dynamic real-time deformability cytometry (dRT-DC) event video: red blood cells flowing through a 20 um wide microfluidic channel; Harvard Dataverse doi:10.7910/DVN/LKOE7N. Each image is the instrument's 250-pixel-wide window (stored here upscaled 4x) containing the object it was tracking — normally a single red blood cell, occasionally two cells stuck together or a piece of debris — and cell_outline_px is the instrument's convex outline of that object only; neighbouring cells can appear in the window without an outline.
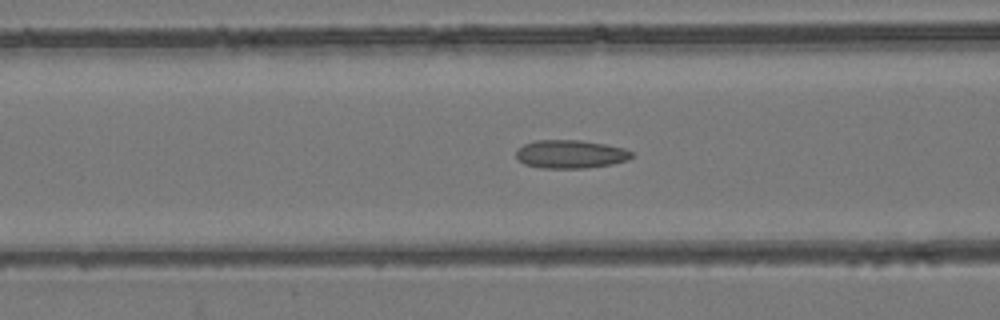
{"species": "common noctule bat (a hibernating species)", "species_latin": "Nyctalus noctula", "temperature_condition": "room temperature", "stored_images_in_passage": 54, "camera_frame_rate_fps": 3000, "um_per_image_px": 0.085, "animal": {"sex": "female", "body_mass_g": 24.6, "forearm_length_mm": 56.2}, "frame": {"image": 1, "passage_image": 22, "time_ms": 7.0, "image_size_px": [1000, 320], "cell_outline_px": [[636, 156], [628, 160], [612, 164], [588, 168], [540, 168], [524, 164], [516, 156], [516, 152], [524, 144], [536, 140], [580, 140], [604, 144], [624, 148], [636, 152]], "centroid_in_image_um": [48.56, 13.11], "position_along_channel_um": 118.0, "area_um2": 19.25}}
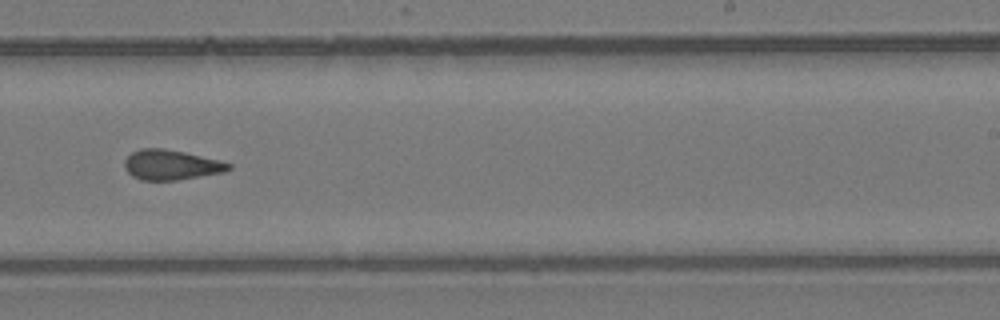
{"frame": {"image": 2, "passage_image": 34, "time_ms": 11.0, "image_size_px": [1000, 320], "cell_outline_px": [[232, 168], [224, 172], [176, 180], [140, 180], [132, 176], [124, 168], [124, 160], [132, 152], [140, 148], [164, 148], [184, 152], [220, 160], [232, 164]], "centroid_in_image_um": [14.53, 14.01], "position_along_channel_um": 274.5, "area_um2": 18.26}}
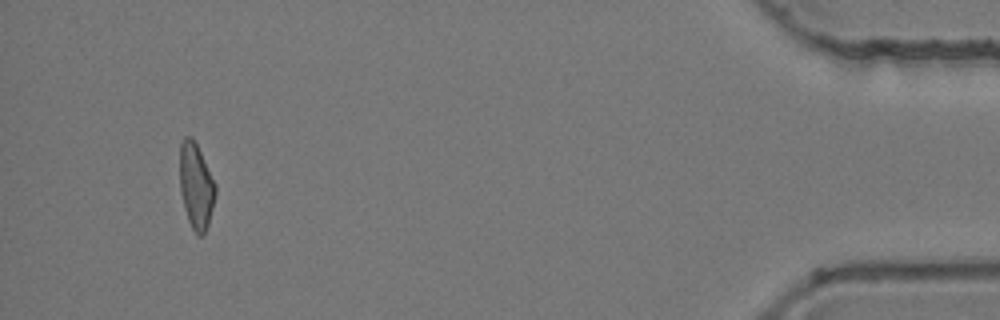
{"frame": {"image": 3, "passage_image": 51, "time_ms": 16.667, "image_size_px": [1000, 320], "cell_outline_px": [[216, 192], [208, 224], [204, 232], [200, 236], [196, 236], [188, 220], [184, 208], [180, 192], [180, 144], [184, 136], [192, 136], [216, 184]], "centroid_in_image_um": [16.65, 15.81], "position_along_channel_um": 418.6, "area_um2": 17.69}, "authors_computed_cell_mechanics": {"area_um2": 18.4382, "velocity_mm_per_s": 3.9031, "shape_relaxation_time_tau1_ms": null, "shape_relaxation_time_tau2_ms": 3.2291, "deformation_change_tau1": null, "deformation_change_tau2": 0.1169}}